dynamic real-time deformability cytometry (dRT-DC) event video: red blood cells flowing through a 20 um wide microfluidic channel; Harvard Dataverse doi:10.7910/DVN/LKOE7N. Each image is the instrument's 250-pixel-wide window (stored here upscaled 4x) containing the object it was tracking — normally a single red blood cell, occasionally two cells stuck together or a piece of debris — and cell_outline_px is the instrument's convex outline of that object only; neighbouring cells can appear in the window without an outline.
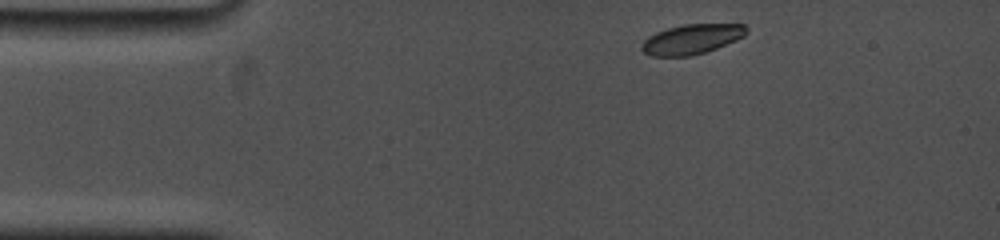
{"species": "common noctule bat (a hibernating species)", "species_latin": "Nyctalus noctula", "temperature_condition": "cold", "stored_images_in_passage": 41, "camera_frame_rate_fps": 5000, "um_per_image_px": 0.085, "animal": {"sex": "female", "body_mass_g": 19.0, "forearm_length_mm": 53.3}, "frame": {"image": 1, "passage_image": 1, "time_ms": 0.0, "image_size_px": [1000, 240], "cell_outline_px": [[748, 32], [744, 36], [736, 40], [716, 48], [704, 52], [688, 56], [652, 56], [644, 52], [640, 48], [644, 40], [648, 36], [656, 32], [668, 28], [684, 24], [744, 24], [748, 28]], "centroid_in_image_um": [58.8, 3.32], "position_along_channel_um": 26.2, "area_um2": 18.15}}
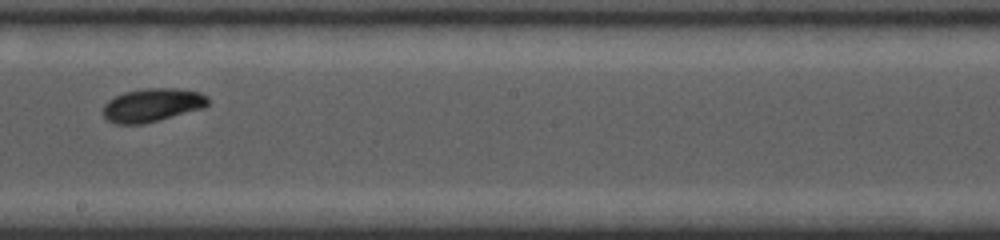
{"frame": {"image": 2, "passage_image": 23, "time_ms": 7.2, "image_size_px": [1000, 240], "cell_outline_px": [[208, 104], [204, 108], [160, 120], [144, 124], [116, 124], [108, 120], [100, 112], [104, 104], [108, 100], [124, 92], [148, 88], [176, 88], [200, 92], [208, 96]], "centroid_in_image_um": [12.93, 8.94], "position_along_channel_um": 235.3, "area_um2": 20.63}}
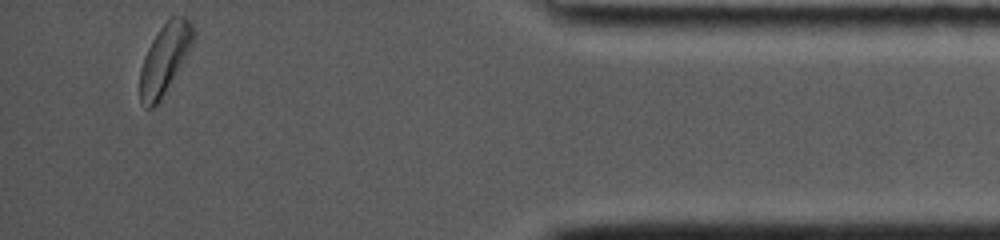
{"frame": {"image": 3, "passage_image": 41, "time_ms": 13.2, "image_size_px": [1000, 240], "cell_outline_px": [[196, 36], [188, 52], [160, 100], [152, 108], [144, 108], [140, 100], [140, 68], [144, 56], [152, 40], [168, 16], [184, 16], [192, 20], [196, 32]], "centroid_in_image_um": [14.01, 4.93], "position_along_channel_um": 421.2, "area_um2": 21.73}, "authors_computed_cell_mechanics": {"area_um2": 20.23, "velocity_mm_per_s": 3.711, "shape_relaxation_time_tau1_ms": 4.052, "shape_relaxation_time_tau2_ms": 9.2541, "deformation_change_tau1": 0.1482, "deformation_change_tau2": 0.0987}}